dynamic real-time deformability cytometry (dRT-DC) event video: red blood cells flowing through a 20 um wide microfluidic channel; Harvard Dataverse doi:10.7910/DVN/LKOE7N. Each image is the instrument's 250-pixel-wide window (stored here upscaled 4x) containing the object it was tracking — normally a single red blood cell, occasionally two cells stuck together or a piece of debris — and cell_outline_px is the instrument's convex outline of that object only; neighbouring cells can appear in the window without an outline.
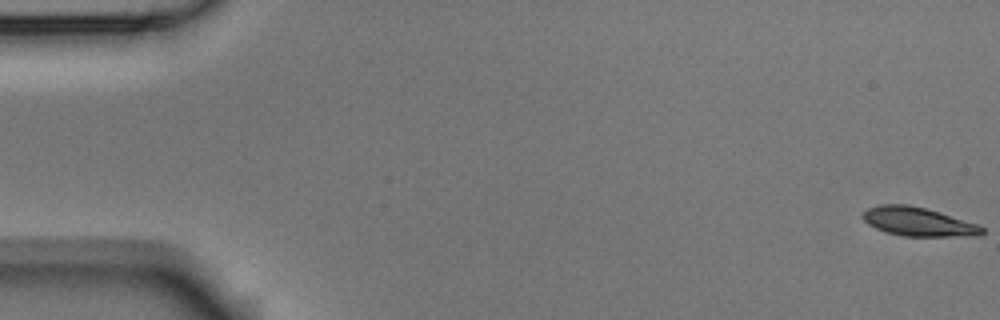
{"species": "Egyptian fruit bat (a non-hibernating species)", "species_latin": "Rousettus aegyptiacus", "temperature_condition": "room temperature", "stored_images_in_passage": 6, "camera_frame_rate_fps": 3000, "um_per_image_px": 0.085, "animal": {"sex": "male"}, "frame": {"image": 1, "passage_image": 1, "time_ms": 0.0, "image_size_px": [1000, 320], "cell_outline_px": [[984, 232], [980, 236], [904, 236], [888, 232], [876, 228], [868, 224], [860, 216], [868, 208], [880, 204], [908, 204], [924, 208], [980, 224], [984, 228]], "centroid_in_image_um": [78.07, 18.85], "position_along_channel_um": 6.9, "area_um2": 20.0}}
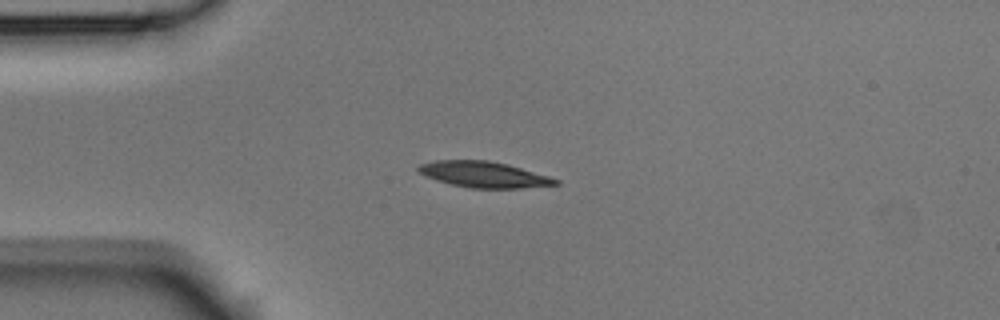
{"frame": {"image": 2, "passage_image": 4, "time_ms": 1.0, "image_size_px": [1000, 320], "cell_outline_px": [[560, 184], [520, 188], [468, 188], [436, 180], [424, 176], [416, 172], [416, 168], [420, 164], [436, 160], [488, 160], [508, 164], [548, 176], [560, 180]], "centroid_in_image_um": [41.08, 14.83], "position_along_channel_um": 43.9, "area_um2": 20.81}}
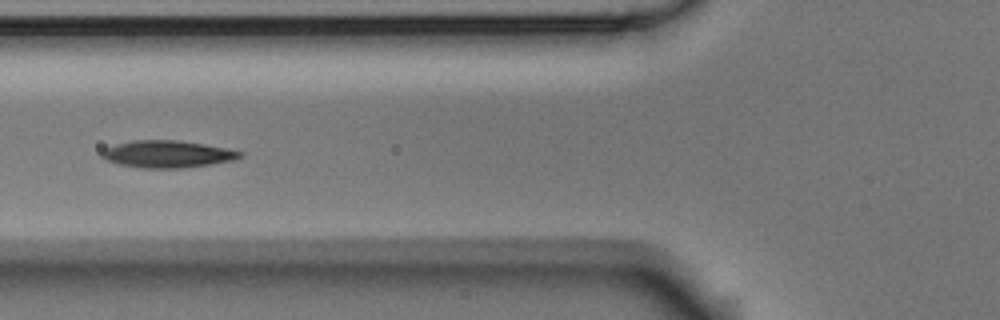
{"frame": {"image": 3, "passage_image": 6, "time_ms": 1.667, "image_size_px": [1000, 320], "cell_outline_px": [[244, 156], [232, 160], [212, 164], [184, 168], [144, 168], [120, 164], [108, 160], [100, 156], [100, 152], [104, 148], [116, 144], [132, 140], [176, 140], [204, 144], [228, 148], [244, 152]], "centroid_in_image_um": [14.25, 13.09], "position_along_channel_um": 111.6, "area_um2": 21.91}}